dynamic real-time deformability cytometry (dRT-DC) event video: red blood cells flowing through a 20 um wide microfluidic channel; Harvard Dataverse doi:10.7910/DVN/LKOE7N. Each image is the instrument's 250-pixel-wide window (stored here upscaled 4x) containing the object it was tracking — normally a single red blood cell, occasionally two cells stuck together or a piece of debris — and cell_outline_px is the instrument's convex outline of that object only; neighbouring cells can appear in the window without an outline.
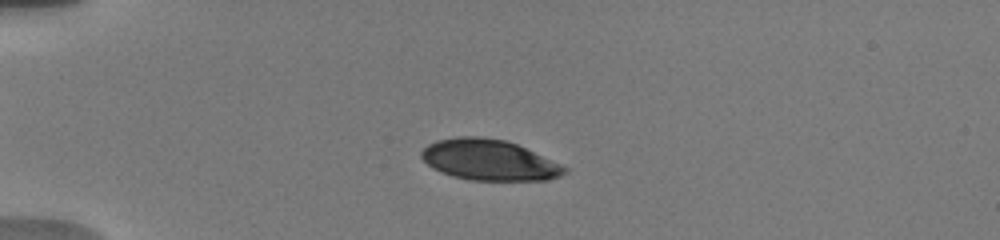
{"species": "human", "species_latin": "Homo sapiens", "temperature_condition": "warm", "stored_images_in_passage": 21, "camera_frame_rate_fps": 3000, "um_per_image_px": 0.085, "donor": {"sex": "male"}, "frame": {"image": 1, "passage_image": 9, "time_ms": 4.333, "image_size_px": [1000, 240], "cell_outline_px": [[568, 172], [560, 176], [548, 180], [468, 180], [452, 176], [432, 168], [420, 156], [420, 152], [428, 144], [436, 140], [456, 136], [480, 136], [504, 140], [516, 144], [560, 164], [568, 168]], "centroid_in_image_um": [41.54, 13.6], "position_along_channel_um": 43.5, "area_um2": 33.93}}
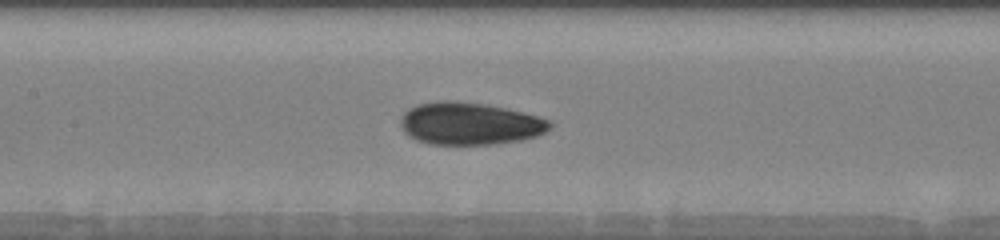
{"frame": {"image": 2, "passage_image": 15, "time_ms": 8.667, "image_size_px": [1000, 240], "cell_outline_px": [[552, 128], [536, 136], [520, 140], [492, 144], [432, 144], [416, 140], [408, 136], [404, 132], [400, 124], [400, 120], [404, 112], [408, 108], [416, 104], [436, 100], [456, 100], [488, 104], [536, 116], [548, 120], [552, 124]], "centroid_in_image_um": [39.87, 10.49], "position_along_channel_um": 167.5, "area_um2": 36.99}}
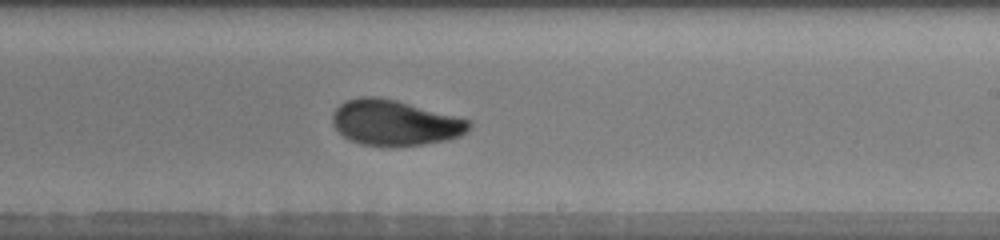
{"frame": {"image": 3, "passage_image": 18, "time_ms": 11.0, "image_size_px": [1000, 240], "cell_outline_px": [[472, 128], [468, 132], [460, 136], [448, 140], [424, 144], [364, 144], [348, 140], [332, 124], [332, 116], [336, 108], [344, 100], [360, 96], [376, 96], [396, 100], [472, 120]], "centroid_in_image_um": [33.59, 10.4], "position_along_channel_um": 255.4, "area_um2": 35.95}}